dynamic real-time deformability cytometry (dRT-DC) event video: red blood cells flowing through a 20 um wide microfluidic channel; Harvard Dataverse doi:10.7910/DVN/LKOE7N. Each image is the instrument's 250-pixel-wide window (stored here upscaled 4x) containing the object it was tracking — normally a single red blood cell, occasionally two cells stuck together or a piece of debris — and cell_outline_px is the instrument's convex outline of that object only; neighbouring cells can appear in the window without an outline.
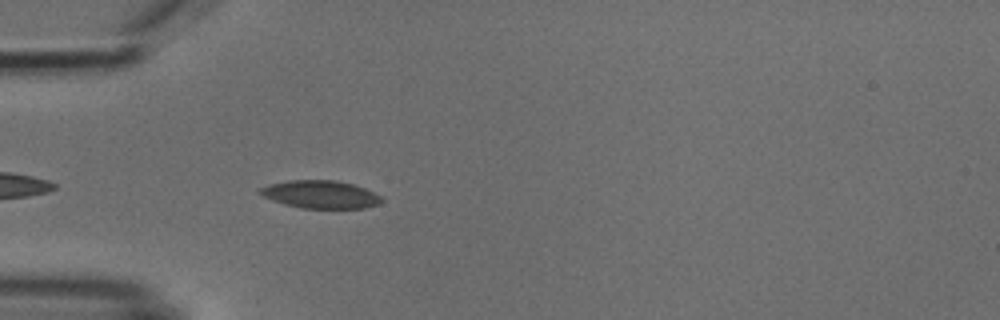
{"species": "common noctule bat (a hibernating species)", "species_latin": "Nyctalus noctula", "temperature_condition": "cold", "stored_images_in_passage": 7, "camera_frame_rate_fps": 3000, "um_per_image_px": 0.085, "animal": {"sex": "male", "body_mass_g": 18.8}, "frame": {"image": 1, "passage_image": 7, "time_ms": 7.667, "image_size_px": [1000, 320], "cell_outline_px": [[384, 200], [380, 204], [364, 208], [300, 208], [284, 204], [272, 200], [256, 192], [260, 188], [268, 184], [288, 180], [336, 180], [352, 184], [364, 188], [380, 196]], "centroid_in_image_um": [27.21, 16.52], "position_along_channel_um": 57.8, "area_um2": 19.77}}